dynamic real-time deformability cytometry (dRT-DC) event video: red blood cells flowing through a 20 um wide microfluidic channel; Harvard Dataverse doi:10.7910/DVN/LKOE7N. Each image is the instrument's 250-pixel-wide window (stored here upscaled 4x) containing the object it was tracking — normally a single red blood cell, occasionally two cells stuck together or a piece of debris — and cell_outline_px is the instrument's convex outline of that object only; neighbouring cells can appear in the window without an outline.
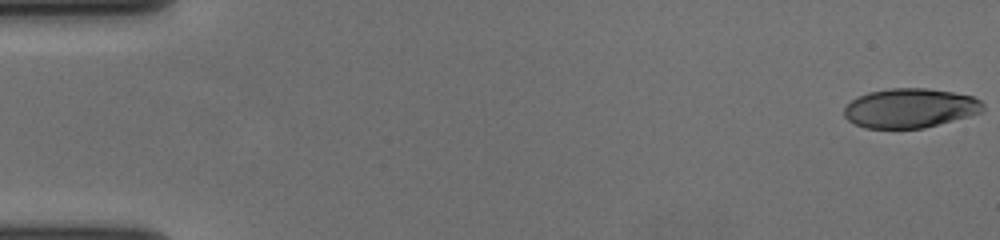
{"species": "human", "species_latin": "Homo sapiens", "temperature_condition": "cold", "stored_images_in_passage": 58, "camera_frame_rate_fps": 3000, "um_per_image_px": 0.085, "donor": {"sex": "female"}, "frame": {"image": 1, "passage_image": 1, "time_ms": 0.0, "image_size_px": [1000, 240], "cell_outline_px": [[984, 112], [924, 128], [864, 128], [848, 120], [844, 116], [844, 108], [852, 100], [868, 92], [892, 88], [928, 88], [952, 92], [972, 96], [980, 100], [984, 104]], "centroid_in_image_um": [77.38, 9.19], "position_along_channel_um": 7.6, "area_um2": 31.85}}
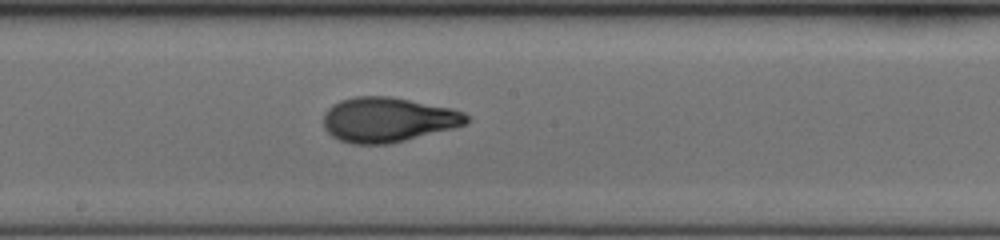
{"frame": {"image": 2, "passage_image": 32, "time_ms": 10.333, "image_size_px": [1000, 240], "cell_outline_px": [[468, 120], [464, 124], [452, 128], [388, 144], [352, 144], [340, 140], [332, 136], [324, 128], [324, 112], [332, 104], [340, 100], [356, 96], [392, 96], [452, 108], [464, 112], [468, 116]], "centroid_in_image_um": [32.93, 10.16], "position_along_channel_um": 215.3, "area_um2": 37.22}}
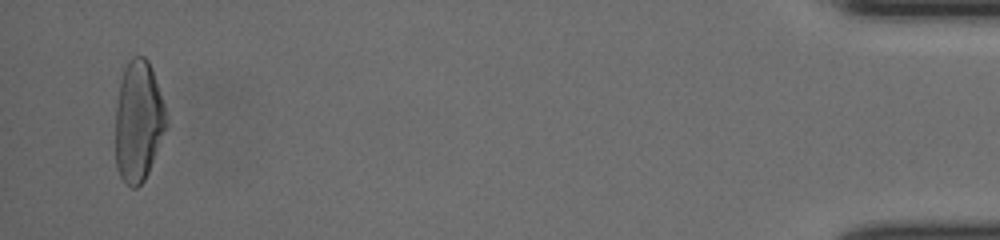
{"frame": {"image": 3, "passage_image": 56, "time_ms": 18.333, "image_size_px": [1000, 240], "cell_outline_px": [[168, 124], [148, 172], [144, 180], [136, 188], [132, 188], [120, 176], [116, 168], [116, 100], [120, 80], [124, 68], [128, 60], [132, 56], [144, 56], [148, 60], [152, 68], [164, 104], [168, 120]], "centroid_in_image_um": [11.76, 10.27], "position_along_channel_um": 423.4, "area_um2": 35.95}, "authors_computed_cell_mechanics": {"area_um2": 35.547, "velocity_mm_per_s": 3.6642, "shape_relaxation_time_tau1_ms": 4.5738, "shape_relaxation_time_tau2_ms": 0.9945, "deformation_change_tau1": 0.2062, "deformation_change_tau2": 0.0716}}